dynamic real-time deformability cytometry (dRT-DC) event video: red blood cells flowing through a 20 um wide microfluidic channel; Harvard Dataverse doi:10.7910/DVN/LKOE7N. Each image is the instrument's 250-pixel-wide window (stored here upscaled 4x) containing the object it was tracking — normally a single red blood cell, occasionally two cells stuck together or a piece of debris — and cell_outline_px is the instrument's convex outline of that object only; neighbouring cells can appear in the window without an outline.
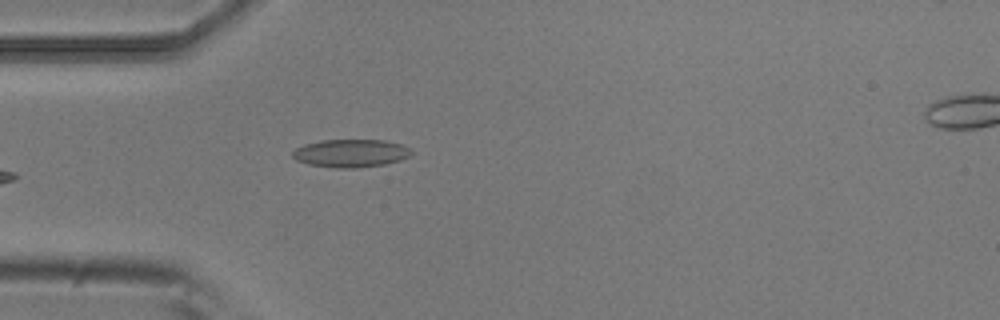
{"species": "common noctule bat (a hibernating species)", "species_latin": "Nyctalus noctula", "temperature_condition": "room temperature", "stored_images_in_passage": 5, "camera_frame_rate_fps": 3000, "um_per_image_px": 0.085, "animal": {"sex": "male", "body_mass_g": 20.5, "forearm_length_mm": 52.5}, "frame": {"image": 1, "passage_image": 5, "time_ms": 1.333, "image_size_px": [1000, 320], "cell_outline_px": [[412, 152], [408, 156], [400, 160], [384, 164], [356, 168], [336, 168], [308, 164], [296, 160], [292, 156], [292, 152], [296, 148], [304, 144], [320, 140], [384, 140], [400, 144], [412, 148]], "centroid_in_image_um": [29.8, 13.02], "position_along_channel_um": 55.2, "area_um2": 19.36}}